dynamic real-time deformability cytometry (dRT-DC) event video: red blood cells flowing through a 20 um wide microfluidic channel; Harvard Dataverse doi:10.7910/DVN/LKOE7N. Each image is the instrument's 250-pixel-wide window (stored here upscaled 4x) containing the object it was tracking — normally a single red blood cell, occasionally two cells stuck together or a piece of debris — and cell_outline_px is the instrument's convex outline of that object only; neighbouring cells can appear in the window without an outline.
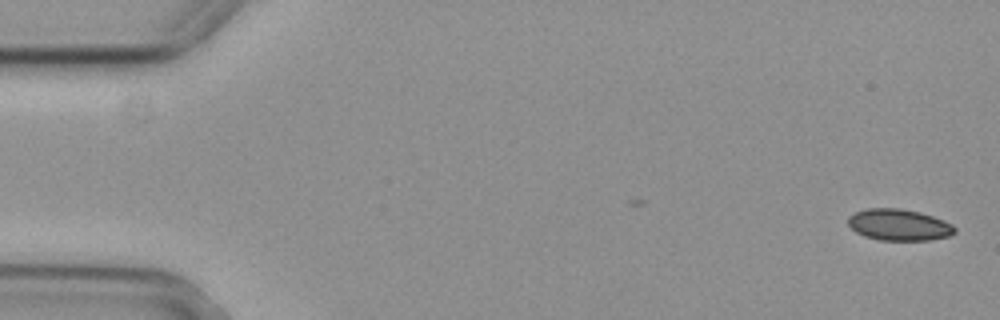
{"species": "common noctule bat (a hibernating species)", "species_latin": "Nyctalus noctula", "temperature_condition": "cold", "stored_images_in_passage": 2, "camera_frame_rate_fps": 3000, "um_per_image_px": 0.085, "animal": {"sex": "female", "body_mass_g": 29.2, "forearm_length_mm": 56.3}, "frame": {"image": 1, "passage_image": 2, "time_ms": 0.333, "image_size_px": [1000, 320], "cell_outline_px": [[956, 232], [948, 236], [932, 240], [880, 240], [864, 236], [856, 232], [848, 224], [848, 216], [856, 212], [868, 208], [900, 208], [920, 212], [944, 220], [952, 224], [956, 228]], "centroid_in_image_um": [76.42, 19.11], "position_along_channel_um": 8.6, "area_um2": 19.59}}